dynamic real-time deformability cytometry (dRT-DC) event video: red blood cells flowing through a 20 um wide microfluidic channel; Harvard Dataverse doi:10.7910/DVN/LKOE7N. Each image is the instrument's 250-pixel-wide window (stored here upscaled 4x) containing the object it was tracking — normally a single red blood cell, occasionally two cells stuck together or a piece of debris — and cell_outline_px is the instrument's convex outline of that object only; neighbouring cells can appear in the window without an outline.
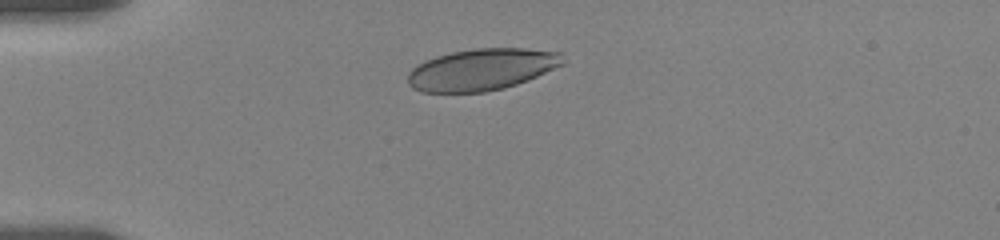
{"species": "human", "species_latin": "Homo sapiens", "temperature_condition": "room temperature", "stored_images_in_passage": 10, "camera_frame_rate_fps": 3000, "um_per_image_px": 0.085, "donor": {"sex": "female"}, "frame": {"image": 1, "passage_image": 1, "time_ms": 0.0, "image_size_px": [1000, 240], "cell_outline_px": [[564, 64], [528, 80], [504, 88], [484, 92], [420, 92], [412, 88], [408, 84], [408, 72], [416, 64], [424, 60], [436, 56], [452, 52], [476, 48], [524, 48], [564, 52]], "centroid_in_image_um": [40.95, 5.9], "position_along_channel_um": 44.1, "area_um2": 37.97}}
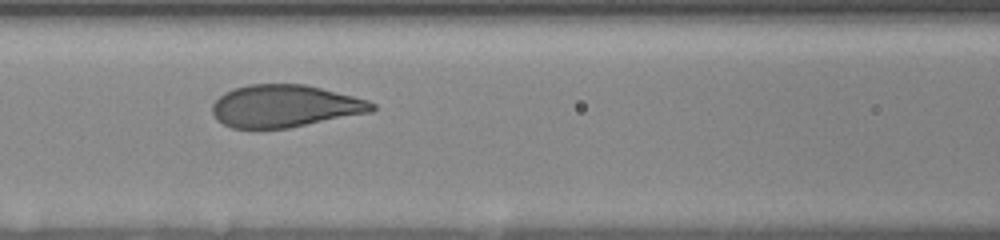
{"frame": {"image": 2, "passage_image": 5, "time_ms": 3.667, "image_size_px": [1000, 240], "cell_outline_px": [[376, 108], [372, 112], [288, 128], [232, 128], [216, 120], [212, 112], [212, 104], [224, 92], [248, 84], [304, 84], [368, 100], [376, 104]], "centroid_in_image_um": [24.21, 9.02], "position_along_channel_um": 142.4, "area_um2": 39.3}}
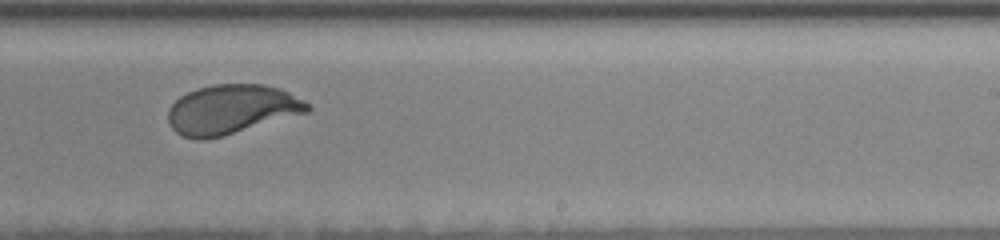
{"frame": {"image": 3, "passage_image": 9, "time_ms": 7.333, "image_size_px": [1000, 240], "cell_outline_px": [[312, 108], [308, 112], [220, 136], [204, 140], [196, 140], [180, 136], [172, 128], [168, 120], [168, 108], [180, 96], [196, 88], [212, 84], [264, 84], [280, 88], [304, 100]], "centroid_in_image_um": [19.65, 9.29], "position_along_channel_um": 269.4, "area_um2": 40.0}}